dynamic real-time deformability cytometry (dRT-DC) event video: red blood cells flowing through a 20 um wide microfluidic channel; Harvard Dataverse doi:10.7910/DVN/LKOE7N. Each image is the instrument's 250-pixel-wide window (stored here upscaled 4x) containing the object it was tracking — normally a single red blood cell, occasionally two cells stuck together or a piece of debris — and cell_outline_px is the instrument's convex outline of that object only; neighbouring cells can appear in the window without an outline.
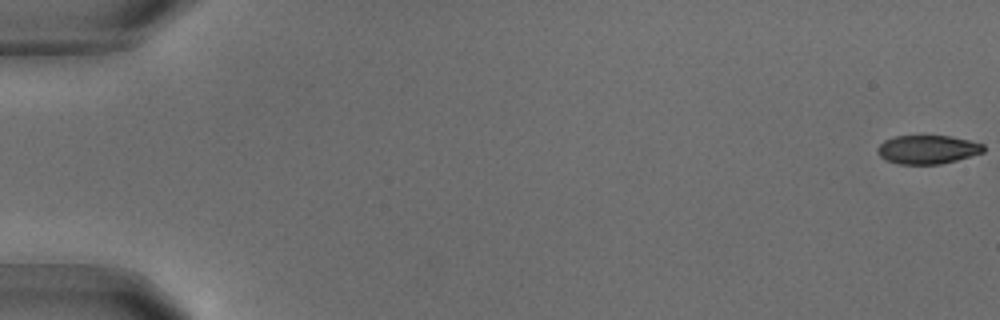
{"species": "common noctule bat (a hibernating species)", "species_latin": "Nyctalus noctula", "temperature_condition": "warm", "stored_images_in_passage": 87, "camera_frame_rate_fps": 3000, "um_per_image_px": 0.085, "animal": {"sex": "male", "body_mass_g": 18.8}, "frame": {"image": 1, "passage_image": 1, "time_ms": 0.0, "image_size_px": [1000, 320], "cell_outline_px": [[984, 152], [956, 160], [940, 164], [900, 164], [888, 160], [880, 156], [876, 152], [876, 148], [884, 140], [896, 136], [948, 136], [968, 140], [984, 144]], "centroid_in_image_um": [78.83, 12.71], "position_along_channel_um": 6.2, "area_um2": 17.57}}
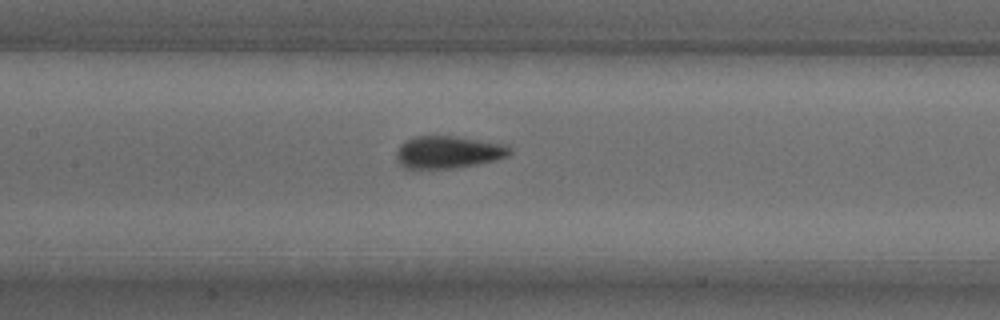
{"frame": {"image": 2, "passage_image": 43, "time_ms": 14.0, "image_size_px": [1000, 320], "cell_outline_px": [[512, 152], [508, 156], [496, 160], [456, 168], [404, 168], [396, 160], [396, 152], [400, 144], [404, 140], [416, 136], [456, 136], [508, 144], [512, 148]], "centroid_in_image_um": [38.12, 12.92], "position_along_channel_um": 169.3, "area_um2": 21.68}}
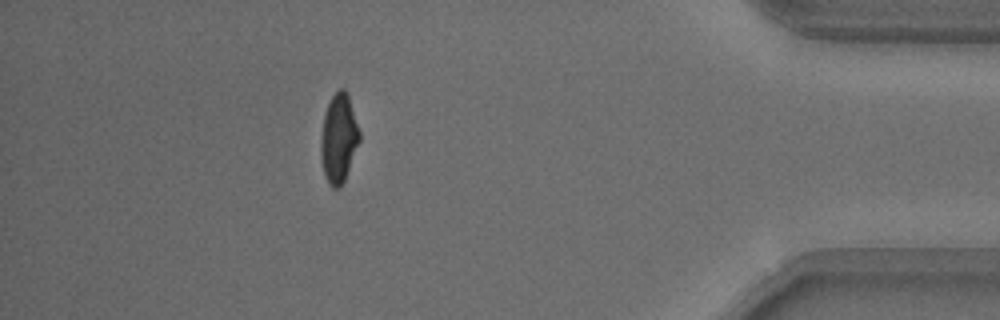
{"frame": {"image": 3, "passage_image": 78, "time_ms": 25.667, "image_size_px": [1000, 320], "cell_outline_px": [[360, 140], [344, 180], [340, 188], [332, 188], [328, 184], [324, 176], [320, 156], [320, 140], [324, 112], [332, 96], [340, 88], [344, 88], [348, 96], [360, 132]], "centroid_in_image_um": [28.76, 11.79], "position_along_channel_um": 406.4, "area_um2": 20.0}}